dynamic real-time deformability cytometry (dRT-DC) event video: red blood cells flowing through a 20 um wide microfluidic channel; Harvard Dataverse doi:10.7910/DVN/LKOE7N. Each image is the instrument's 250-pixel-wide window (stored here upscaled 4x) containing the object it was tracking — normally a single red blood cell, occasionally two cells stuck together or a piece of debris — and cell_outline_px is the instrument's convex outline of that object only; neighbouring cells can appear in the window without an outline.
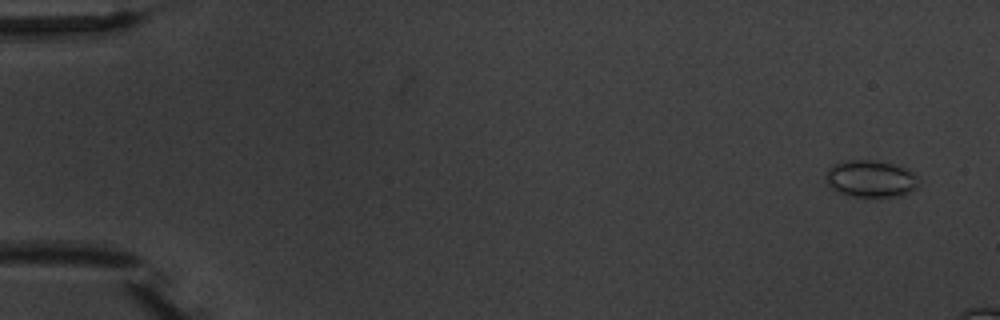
{"species": "common noctule bat (a hibernating species)", "species_latin": "Nyctalus noctula", "temperature_condition": "warm", "stored_images_in_passage": 4, "segment_of_instrument_passage": [1, 2], "camera_frame_rate_fps": 3000, "um_per_image_px": 0.085, "animal": {"sex": "male", "body_mass_g": 20.1, "forearm_length_mm": 53.5}, "frame": {"image": 1, "passage_image": 1, "time_ms": 0.0, "image_size_px": [1000, 320], "cell_outline_px": [[916, 188], [892, 196], [852, 196], [840, 192], [832, 188], [828, 184], [828, 168], [844, 160], [876, 160], [892, 164], [904, 168], [912, 172], [916, 176]], "centroid_in_image_um": [73.98, 15.17], "position_along_channel_um": 11.0, "area_um2": 19.19}}